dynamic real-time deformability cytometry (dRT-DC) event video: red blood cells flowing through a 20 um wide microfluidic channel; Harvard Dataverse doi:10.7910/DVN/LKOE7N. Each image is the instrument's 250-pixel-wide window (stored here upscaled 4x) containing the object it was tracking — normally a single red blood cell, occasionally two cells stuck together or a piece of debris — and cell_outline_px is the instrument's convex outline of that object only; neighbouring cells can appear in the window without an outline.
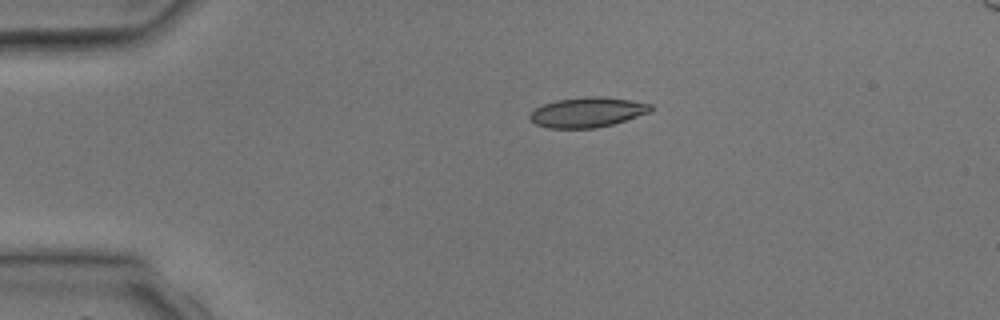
{"species": "common noctule bat (a hibernating species)", "species_latin": "Nyctalus noctula", "temperature_condition": "room temperature", "stored_images_in_passage": 2, "camera_frame_rate_fps": 3000, "um_per_image_px": 0.085, "animal": {"sex": "male", "body_mass_g": 17.9, "forearm_length_mm": 54.2}, "frame": {"image": 1, "passage_image": 1, "time_ms": 0.0, "image_size_px": [1000, 320], "cell_outline_px": [[652, 108], [648, 112], [612, 124], [596, 128], [548, 128], [536, 124], [528, 116], [536, 108], [544, 104], [556, 100], [588, 96], [600, 96], [628, 100], [652, 104]], "centroid_in_image_um": [49.89, 9.54], "position_along_channel_um": 35.1, "area_um2": 20.75}}